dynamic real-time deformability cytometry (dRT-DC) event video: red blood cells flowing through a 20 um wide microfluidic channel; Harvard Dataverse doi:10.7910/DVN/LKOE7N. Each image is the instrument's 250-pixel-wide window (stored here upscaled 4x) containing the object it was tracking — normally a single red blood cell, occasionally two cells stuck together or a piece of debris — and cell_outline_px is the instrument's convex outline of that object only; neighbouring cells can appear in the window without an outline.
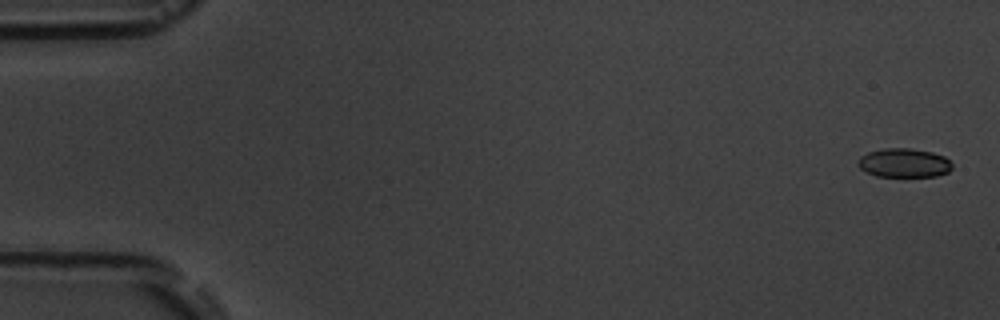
{"species": "common noctule bat (a hibernating species)", "species_latin": "Nyctalus noctula", "temperature_condition": "room temperature", "stored_images_in_passage": 8, "camera_frame_rate_fps": 3000, "um_per_image_px": 0.085, "animal": {"sex": "male", "body_mass_g": 19.5, "forearm_length_mm": 54.6}, "frame": {"image": 1, "passage_image": 1, "time_ms": 0.0, "image_size_px": [1000, 320], "cell_outline_px": [[952, 168], [948, 172], [936, 176], [876, 176], [860, 168], [860, 156], [868, 152], [884, 148], [908, 148], [932, 152], [944, 156], [952, 164]], "centroid_in_image_um": [76.87, 13.84], "position_along_channel_um": 8.1, "area_um2": 15.66}}
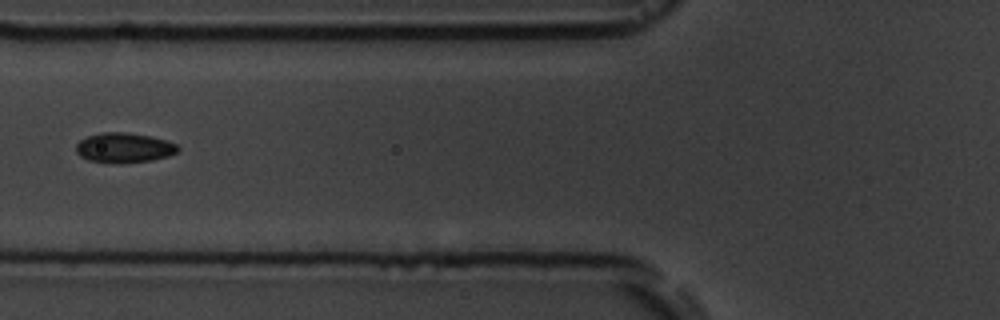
{"frame": {"image": 2, "passage_image": 7, "time_ms": 7.0, "image_size_px": [1000, 320], "cell_outline_px": [[180, 148], [176, 152], [168, 156], [152, 160], [88, 160], [80, 156], [76, 152], [76, 144], [80, 140], [88, 136], [104, 132], [124, 132], [152, 136], [176, 144]], "centroid_in_image_um": [10.55, 12.5], "position_along_channel_um": 115.2, "area_um2": 16.82}}
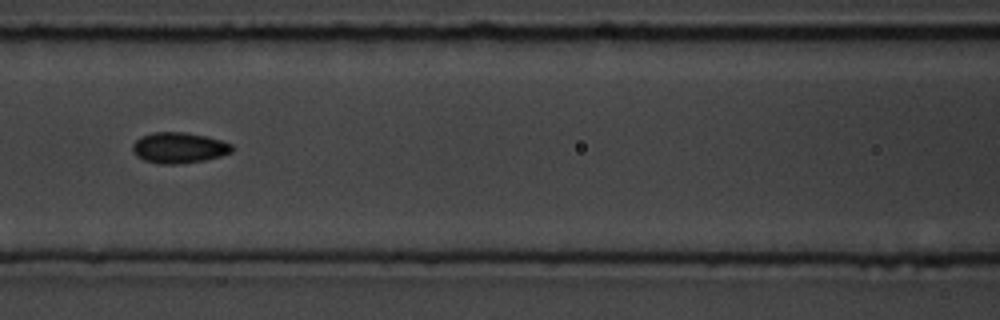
{"frame": {"image": 3, "passage_image": 8, "time_ms": 8.0, "image_size_px": [1000, 320], "cell_outline_px": [[232, 152], [220, 156], [204, 160], [176, 164], [160, 164], [144, 160], [136, 156], [132, 152], [132, 144], [140, 136], [152, 132], [184, 132], [204, 136], [220, 140], [232, 144]], "centroid_in_image_um": [15.16, 12.56], "position_along_channel_um": 151.4, "area_um2": 17.8}}